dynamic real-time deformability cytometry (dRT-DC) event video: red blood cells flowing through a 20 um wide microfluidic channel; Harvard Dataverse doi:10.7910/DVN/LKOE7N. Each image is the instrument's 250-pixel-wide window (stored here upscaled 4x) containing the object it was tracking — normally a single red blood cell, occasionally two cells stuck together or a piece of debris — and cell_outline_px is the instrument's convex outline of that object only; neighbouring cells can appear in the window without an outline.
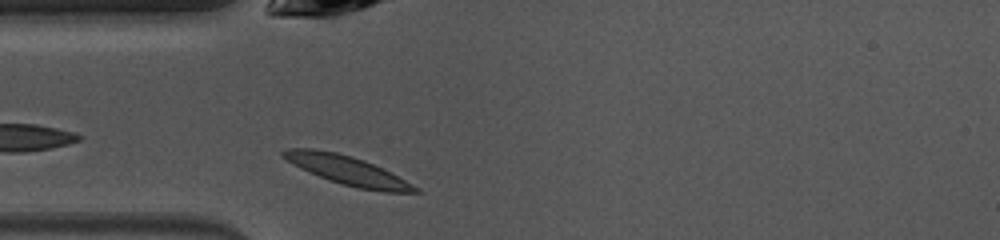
{"species": "common noctule bat (a hibernating species)", "species_latin": "Nyctalus noctula", "temperature_condition": "warm", "stored_images_in_passage": 37, "camera_frame_rate_fps": 3000, "um_per_image_px": 0.085, "animal": {"sex": "female", "body_mass_g": 10.0, "forearm_length_mm": 53.1}, "frame": {"image": 1, "passage_image": 1, "time_ms": 0.0, "image_size_px": [1000, 240], "cell_outline_px": [[420, 192], [384, 192], [356, 188], [328, 180], [300, 168], [292, 164], [280, 156], [280, 152], [288, 148], [312, 148], [336, 152], [352, 156], [364, 160], [420, 188]], "centroid_in_image_um": [29.46, 14.47], "position_along_channel_um": 55.5, "area_um2": 22.02}}
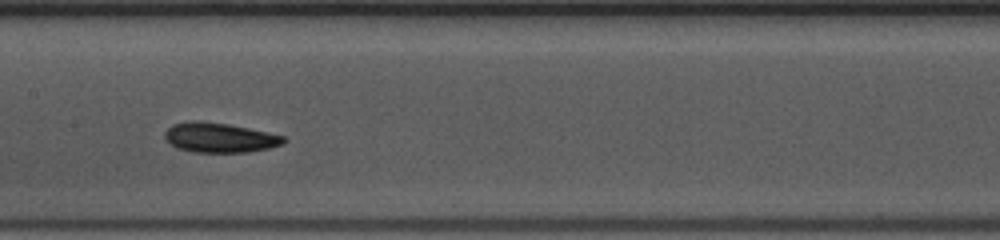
{"frame": {"image": 2, "passage_image": 11, "time_ms": 3.333, "image_size_px": [1000, 240], "cell_outline_px": [[288, 140], [284, 144], [268, 148], [248, 152], [192, 152], [176, 148], [164, 136], [164, 132], [172, 124], [192, 120], [200, 120], [228, 124], [248, 128], [284, 136]], "centroid_in_image_um": [18.66, 11.69], "position_along_channel_um": 188.7, "area_um2": 20.63}}
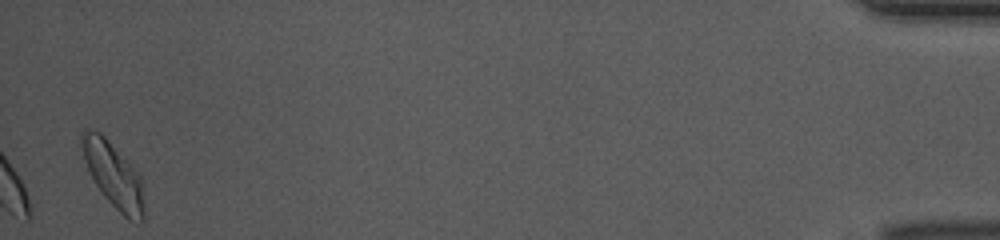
{"frame": {"image": 3, "passage_image": 36, "time_ms": 11.667, "image_size_px": [1000, 240], "cell_outline_px": [[144, 220], [140, 224], [128, 220], [104, 196], [96, 184], [84, 160], [80, 144], [80, 132], [84, 128], [88, 128], [100, 132], [140, 172], [144, 208]], "centroid_in_image_um": [9.65, 14.85], "position_along_channel_um": 425.6, "area_um2": 23.87}, "authors_computed_cell_mechanics": {"area_um2": 19.9988, "velocity_mm_per_s": 4.0216, "shape_relaxation_time_tau1_ms": 3.3319, "shape_relaxation_time_tau2_ms": 5.6695, "deformation_change_tau1": 0.1209, "deformation_change_tau2": 0.1415}}